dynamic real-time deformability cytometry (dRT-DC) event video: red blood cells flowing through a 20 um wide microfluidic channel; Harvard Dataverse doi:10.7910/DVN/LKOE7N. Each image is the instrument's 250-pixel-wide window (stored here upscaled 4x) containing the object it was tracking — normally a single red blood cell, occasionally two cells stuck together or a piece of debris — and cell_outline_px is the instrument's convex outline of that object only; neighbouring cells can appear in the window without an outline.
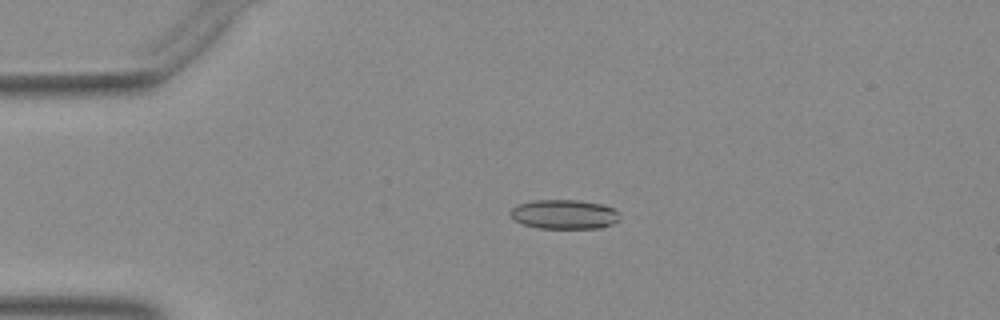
{"species": "Egyptian fruit bat (a non-hibernating species)", "species_latin": "Rousettus aegyptiacus", "temperature_condition": "warm", "stored_images_in_passage": 25, "camera_frame_rate_fps": 3000, "um_per_image_px": 0.085, "animal": {"sex": "female"}, "frame": {"image": 1, "passage_image": 12, "time_ms": 3.667, "image_size_px": [1000, 320], "cell_outline_px": [[620, 220], [612, 224], [600, 228], [540, 228], [524, 224], [512, 220], [508, 212], [516, 204], [532, 200], [576, 200], [604, 204], [612, 208], [620, 216]], "centroid_in_image_um": [47.92, 18.21], "position_along_channel_um": 37.1, "area_um2": 18.9}}
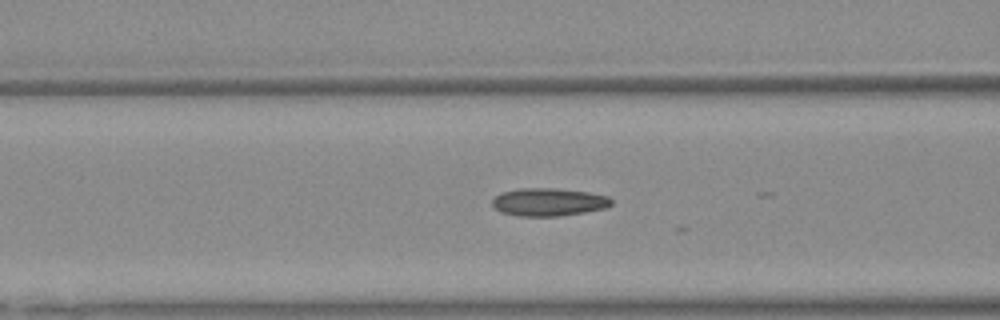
{"frame": {"image": 2, "passage_image": 21, "time_ms": 6.667, "image_size_px": [1000, 320], "cell_outline_px": [[612, 204], [604, 208], [584, 212], [560, 216], [516, 216], [500, 212], [492, 204], [492, 200], [500, 192], [520, 188], [556, 188], [588, 192], [608, 196], [612, 200]], "centroid_in_image_um": [46.61, 17.17], "position_along_channel_um": 120.0, "area_um2": 19.42}}
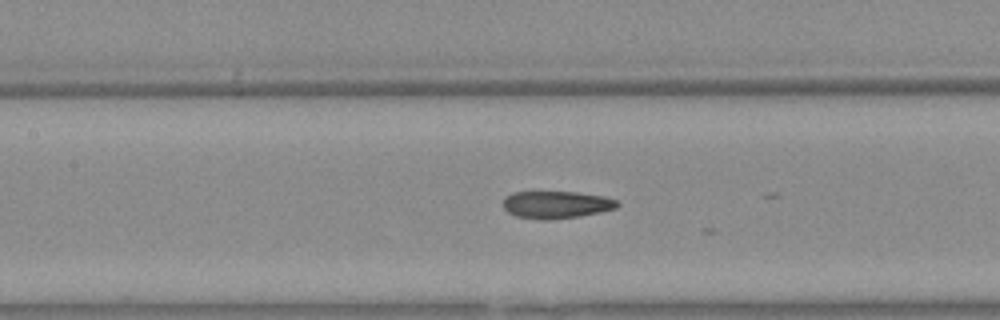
{"frame": {"image": 3, "passage_image": 24, "time_ms": 7.667, "image_size_px": [1000, 320], "cell_outline_px": [[620, 204], [616, 208], [600, 212], [580, 216], [548, 220], [540, 220], [516, 216], [508, 212], [504, 208], [504, 200], [508, 196], [516, 192], [576, 192], [604, 196], [616, 200]], "centroid_in_image_um": [47.31, 17.4], "position_along_channel_um": 160.1, "area_um2": 18.09}}